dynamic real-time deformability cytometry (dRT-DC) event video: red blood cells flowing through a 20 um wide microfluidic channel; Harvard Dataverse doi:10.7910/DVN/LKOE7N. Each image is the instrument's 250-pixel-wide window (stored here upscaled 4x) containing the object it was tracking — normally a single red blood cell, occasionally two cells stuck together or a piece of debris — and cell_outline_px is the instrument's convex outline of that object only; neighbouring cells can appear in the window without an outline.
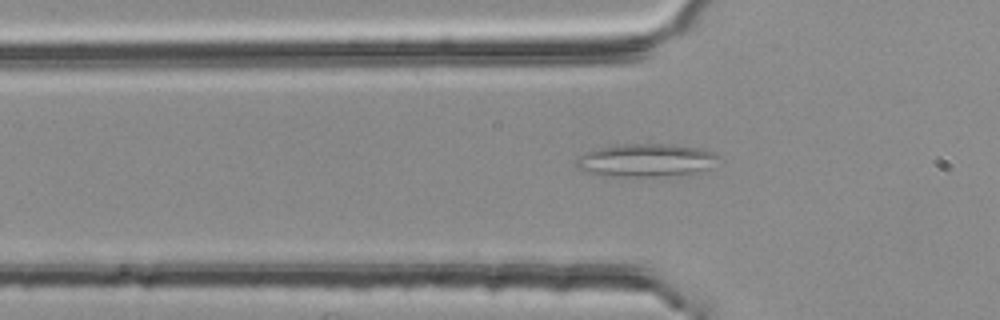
{"species": "common noctule bat (a hibernating species)", "species_latin": "Nyctalus noctula", "temperature_condition": "room temperature", "stored_images_in_passage": 42, "camera_frame_rate_fps": 3000, "um_per_image_px": 0.085, "animal": {"sex": "female", "body_mass_g": 25.1}, "frame": {"image": 1, "passage_image": 5, "time_ms": 1.333, "image_size_px": [1000, 320], "cell_outline_px": [[720, 156], [708, 168], [696, 172], [656, 176], [600, 176], [580, 172], [576, 168], [576, 160], [580, 156], [596, 148], [624, 144], [672, 144], [700, 148], [716, 152]], "centroid_in_image_um": [54.84, 13.62], "position_along_channel_um": 71.0, "area_um2": 27.4}}
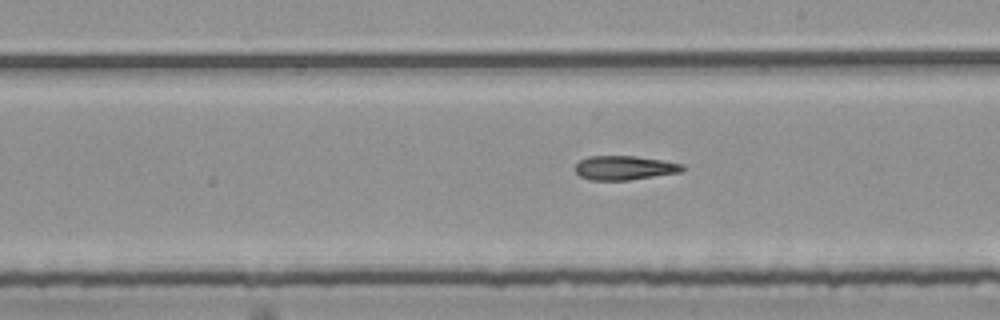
{"frame": {"image": 2, "passage_image": 18, "time_ms": 5.667, "image_size_px": [1000, 320], "cell_outline_px": [[684, 168], [680, 172], [628, 180], [588, 180], [580, 176], [572, 168], [580, 160], [588, 156], [636, 156], [664, 160], [684, 164]], "centroid_in_image_um": [53.04, 14.26], "position_along_channel_um": 236.0, "area_um2": 15.2}}
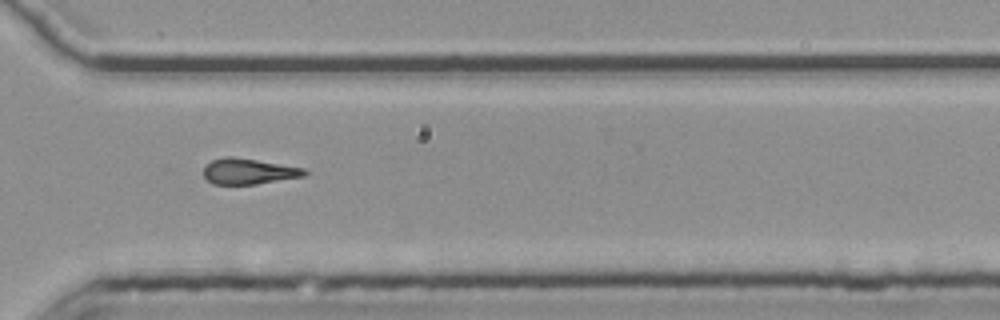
{"frame": {"image": 3, "passage_image": 27, "time_ms": 8.667, "image_size_px": [1000, 320], "cell_outline_px": [[308, 176], [256, 184], [212, 184], [204, 176], [204, 168], [212, 160], [224, 156], [232, 156], [304, 168], [308, 172]], "centroid_in_image_um": [21.16, 14.57], "position_along_channel_um": 349.4, "area_um2": 15.14}}